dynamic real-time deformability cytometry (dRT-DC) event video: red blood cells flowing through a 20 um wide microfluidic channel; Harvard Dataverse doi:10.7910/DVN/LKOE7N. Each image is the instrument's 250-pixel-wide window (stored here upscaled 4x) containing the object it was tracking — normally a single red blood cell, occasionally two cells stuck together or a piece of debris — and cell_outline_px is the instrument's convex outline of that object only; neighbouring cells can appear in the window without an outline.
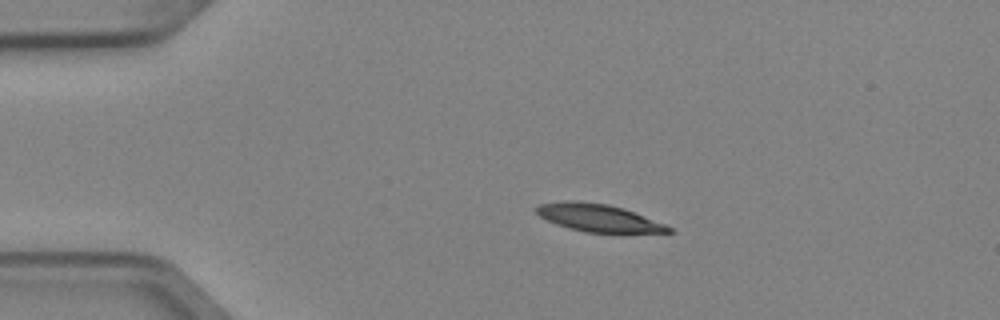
{"species": "Egyptian fruit bat (a non-hibernating species)", "species_latin": "Rousettus aegyptiacus", "temperature_condition": "cold", "stored_images_in_passage": 3, "camera_frame_rate_fps": 3000, "um_per_image_px": 0.085, "animal": {"sex": "female"}, "frame": {"image": 1, "passage_image": 2, "time_ms": 0.333, "image_size_px": [1000, 320], "cell_outline_px": [[676, 232], [584, 232], [568, 228], [556, 224], [540, 216], [536, 212], [536, 208], [540, 204], [564, 200], [576, 200], [608, 204], [624, 208], [664, 224], [672, 228]], "centroid_in_image_um": [50.83, 18.5], "position_along_channel_um": 34.2, "area_um2": 21.04}}